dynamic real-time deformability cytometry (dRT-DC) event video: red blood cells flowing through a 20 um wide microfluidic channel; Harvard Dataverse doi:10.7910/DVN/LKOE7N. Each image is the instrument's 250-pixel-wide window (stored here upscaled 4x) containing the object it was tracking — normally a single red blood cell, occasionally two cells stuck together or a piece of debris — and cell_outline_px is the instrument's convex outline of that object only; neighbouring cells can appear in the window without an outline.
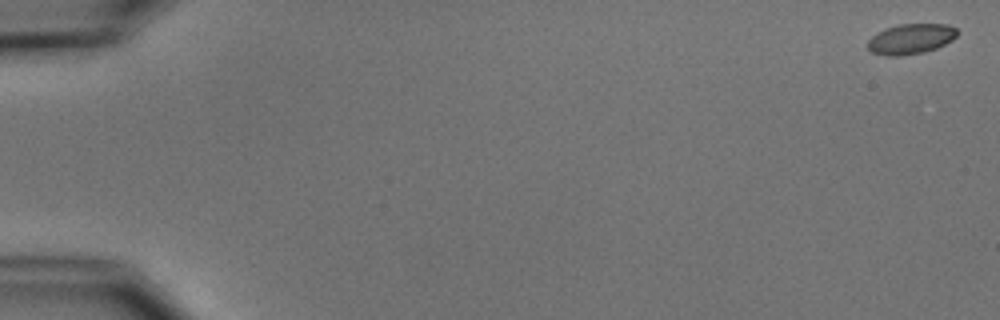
{"species": "common noctule bat (a hibernating species)", "species_latin": "Nyctalus noctula", "temperature_condition": "cold", "stored_images_in_passage": 7, "camera_frame_rate_fps": 3000, "um_per_image_px": 0.085, "animal": {"sex": "male", "body_mass_g": 15.6}, "frame": {"image": 1, "passage_image": 1, "time_ms": 0.0, "image_size_px": [1000, 320], "cell_outline_px": [[956, 36], [952, 40], [936, 48], [924, 52], [900, 56], [884, 56], [872, 52], [868, 48], [868, 40], [876, 32], [900, 24], [948, 24], [956, 28]], "centroid_in_image_um": [77.4, 3.31], "position_along_channel_um": 7.6, "area_um2": 15.72}}
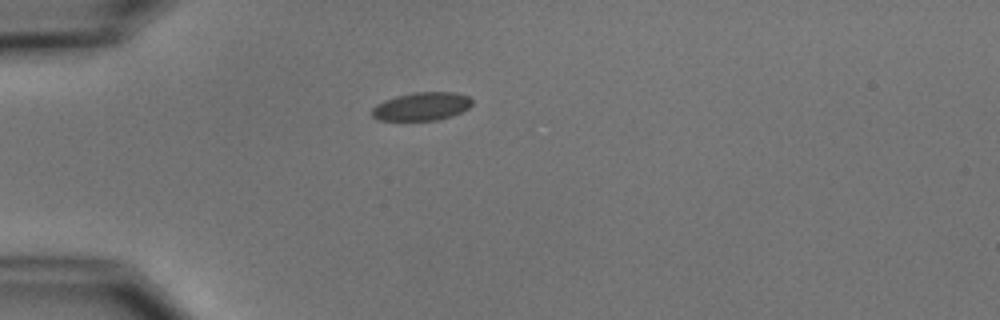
{"frame": {"image": 2, "passage_image": 5, "time_ms": 5.0, "image_size_px": [1000, 320], "cell_outline_px": [[472, 104], [468, 108], [452, 116], [436, 120], [376, 120], [372, 116], [372, 108], [376, 104], [384, 100], [396, 96], [412, 92], [456, 92], [468, 96], [472, 100]], "centroid_in_image_um": [35.83, 9.04], "position_along_channel_um": 49.2, "area_um2": 16.53}}